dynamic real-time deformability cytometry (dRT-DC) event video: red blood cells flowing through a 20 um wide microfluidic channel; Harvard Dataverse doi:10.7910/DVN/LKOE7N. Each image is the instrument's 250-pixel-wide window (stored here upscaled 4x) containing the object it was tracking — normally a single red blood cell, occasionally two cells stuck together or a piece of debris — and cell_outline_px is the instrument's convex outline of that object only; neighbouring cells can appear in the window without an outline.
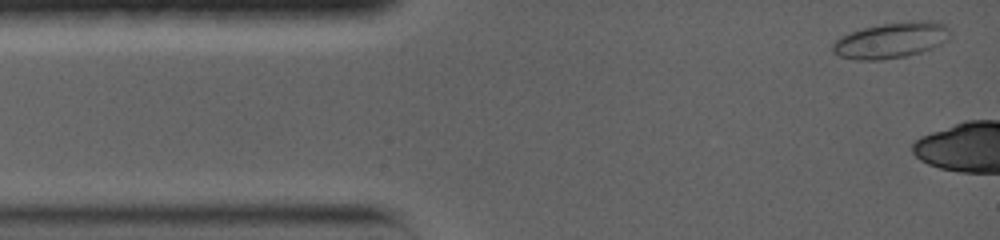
{"species": "common noctule bat (a hibernating species)", "species_latin": "Nyctalus noctula", "temperature_condition": "warm", "stored_images_in_passage": 9, "camera_frame_rate_fps": 5000, "um_per_image_px": 0.085, "animal": {"sex": "female", "body_mass_g": 19.0, "forearm_length_mm": 56.7}, "frame": {"image": 1, "passage_image": 1, "time_ms": 0.0, "image_size_px": [1000, 240], "cell_outline_px": [[948, 40], [932, 48], [920, 52], [904, 56], [880, 60], [856, 60], [840, 56], [832, 52], [832, 44], [840, 36], [864, 28], [880, 24], [908, 20], [932, 20], [944, 24], [948, 28]], "centroid_in_image_um": [75.74, 3.41], "position_along_channel_um": 9.3, "area_um2": 24.51}}
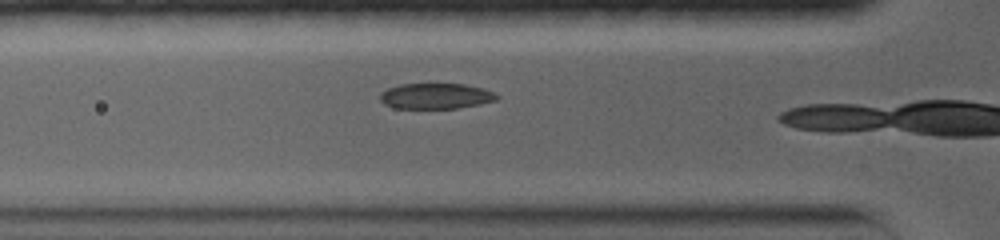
{"frame": {"image": 2, "passage_image": 8, "time_ms": 4.0, "image_size_px": [1000, 240], "cell_outline_px": [[500, 96], [496, 100], [480, 104], [456, 108], [396, 108], [384, 104], [380, 100], [380, 92], [388, 88], [400, 84], [464, 84], [484, 88]], "centroid_in_image_um": [37.03, 8.16], "position_along_channel_um": 88.8, "area_um2": 17.4}}